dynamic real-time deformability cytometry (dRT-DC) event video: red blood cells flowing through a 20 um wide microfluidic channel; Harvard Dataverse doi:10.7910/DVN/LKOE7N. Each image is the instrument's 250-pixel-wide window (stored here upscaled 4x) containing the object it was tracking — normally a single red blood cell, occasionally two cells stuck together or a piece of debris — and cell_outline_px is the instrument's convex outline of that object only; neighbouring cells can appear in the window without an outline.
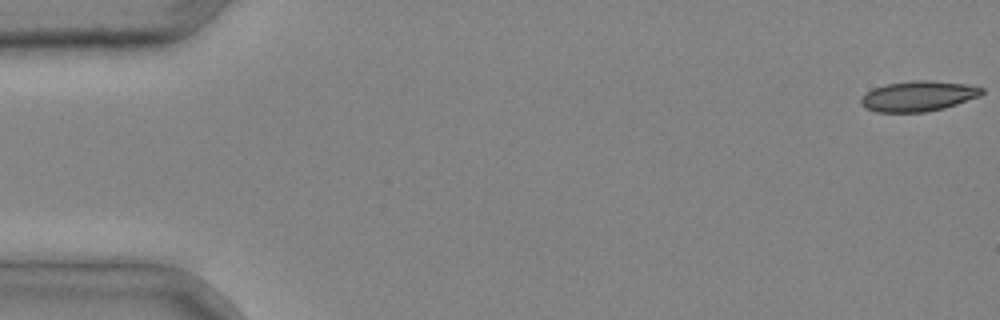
{"species": "common noctule bat (a hibernating species)", "species_latin": "Nyctalus noctula", "temperature_condition": "cold", "stored_images_in_passage": 3, "camera_frame_rate_fps": 3000, "um_per_image_px": 0.085, "animal": {"sex": "male", "body_mass_g": 20.4}, "frame": {"image": 1, "passage_image": 1, "time_ms": 0.0, "image_size_px": [1000, 320], "cell_outline_px": [[984, 92], [980, 96], [944, 108], [928, 112], [876, 112], [860, 104], [860, 100], [872, 88], [888, 84], [912, 80], [932, 80], [968, 84], [984, 88]], "centroid_in_image_um": [78.09, 8.16], "position_along_channel_um": 6.9, "area_um2": 21.39}}